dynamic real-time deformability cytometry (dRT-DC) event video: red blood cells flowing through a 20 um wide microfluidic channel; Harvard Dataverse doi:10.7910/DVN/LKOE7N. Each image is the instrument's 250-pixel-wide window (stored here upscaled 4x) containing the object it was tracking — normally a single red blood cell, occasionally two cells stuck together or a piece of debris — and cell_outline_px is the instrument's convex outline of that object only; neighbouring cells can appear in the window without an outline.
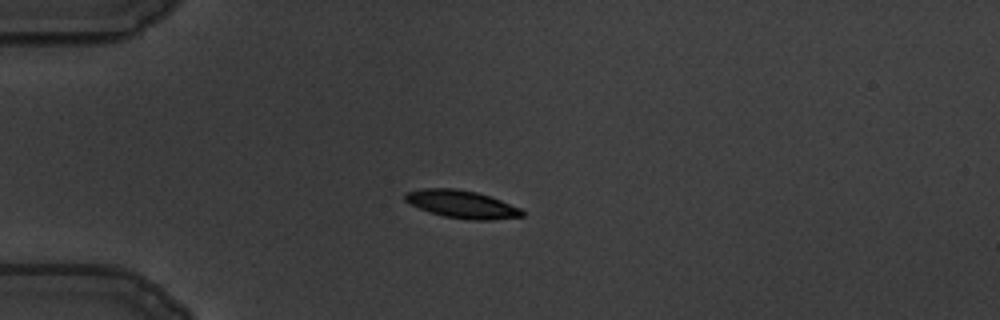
{"species": "common noctule bat (a hibernating species)", "species_latin": "Nyctalus noctula", "temperature_condition": "warm", "stored_images_in_passage": 44, "camera_frame_rate_fps": 3000, "um_per_image_px": 0.085, "animal": {"sex": "male", "body_mass_g": 19.5, "forearm_length_mm": 54.6}, "frame": {"image": 1, "passage_image": 1, "time_ms": 0.0, "image_size_px": [1000, 320], "cell_outline_px": [[524, 216], [492, 220], [468, 220], [444, 216], [428, 212], [408, 204], [404, 200], [404, 192], [424, 188], [456, 188], [476, 192], [500, 200], [520, 208], [524, 212]], "centroid_in_image_um": [39.2, 17.36], "position_along_channel_um": 45.8, "area_um2": 19.07}}
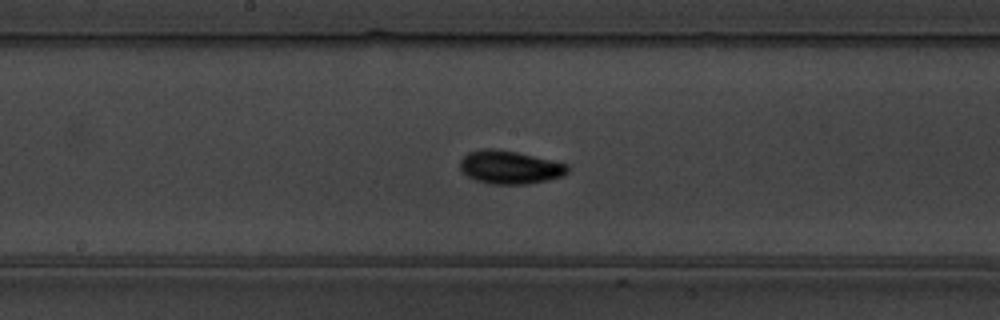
{"frame": {"image": 2, "passage_image": 17, "time_ms": 5.333, "image_size_px": [1000, 320], "cell_outline_px": [[568, 172], [564, 176], [548, 180], [528, 184], [492, 184], [476, 180], [460, 172], [460, 160], [468, 152], [484, 148], [492, 148], [516, 152], [568, 164]], "centroid_in_image_um": [43.32, 14.22], "position_along_channel_um": 204.9, "area_um2": 20.87}}
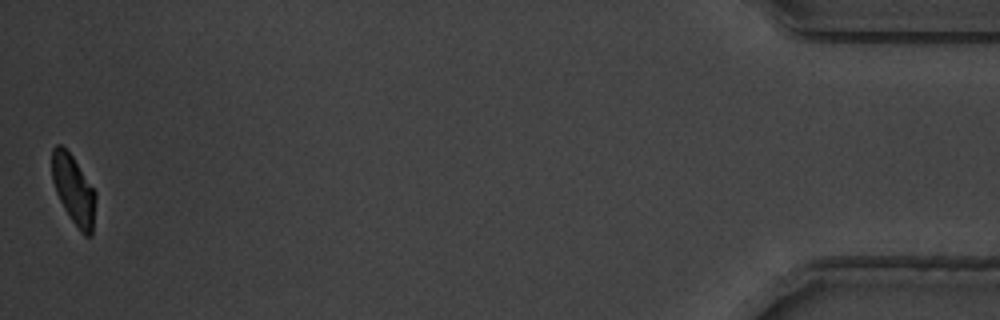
{"frame": {"image": 3, "passage_image": 44, "time_ms": 14.333, "image_size_px": [1000, 320], "cell_outline_px": [[96, 200], [92, 236], [84, 236], [80, 232], [64, 208], [56, 192], [52, 180], [52, 148], [56, 144], [60, 144], [72, 156], [96, 192]], "centroid_in_image_um": [6.26, 16.15], "position_along_channel_um": 428.9, "area_um2": 17.51}, "authors_computed_cell_mechanics": {"area_um2": 19.1029, "velocity_mm_per_s": 3.4406, "shape_relaxation_time_tau1_ms": 2.4559, "shape_relaxation_time_tau2_ms": 2.733, "deformation_change_tau1": 0.122, "deformation_change_tau2": 0.0694}}